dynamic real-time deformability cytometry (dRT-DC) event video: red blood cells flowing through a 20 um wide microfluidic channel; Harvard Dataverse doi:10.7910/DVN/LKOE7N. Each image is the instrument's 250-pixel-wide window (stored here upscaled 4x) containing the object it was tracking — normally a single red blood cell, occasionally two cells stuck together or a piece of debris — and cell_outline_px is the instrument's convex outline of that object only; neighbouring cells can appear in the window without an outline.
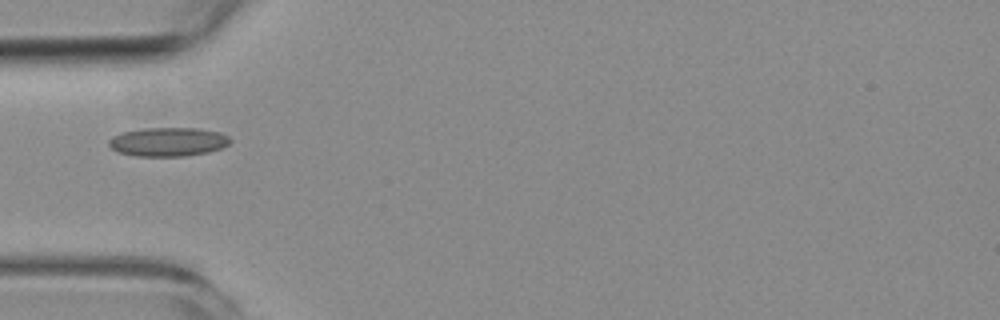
{"species": "common noctule bat (a hibernating species)", "species_latin": "Nyctalus noctula", "temperature_condition": "room temperature", "stored_images_in_passage": 4, "camera_frame_rate_fps": 3000, "um_per_image_px": 0.085, "animal": {"sex": "female", "body_mass_g": 19.3, "forearm_length_mm": 54.1}, "frame": {"image": 1, "passage_image": 1, "time_ms": 0.0, "image_size_px": [1000, 320], "cell_outline_px": [[232, 140], [228, 144], [220, 148], [208, 152], [184, 156], [136, 156], [116, 152], [108, 144], [108, 140], [112, 136], [124, 132], [144, 128], [196, 128], [220, 132], [228, 136]], "centroid_in_image_um": [14.27, 12.06], "position_along_channel_um": 70.7, "area_um2": 20.4}}
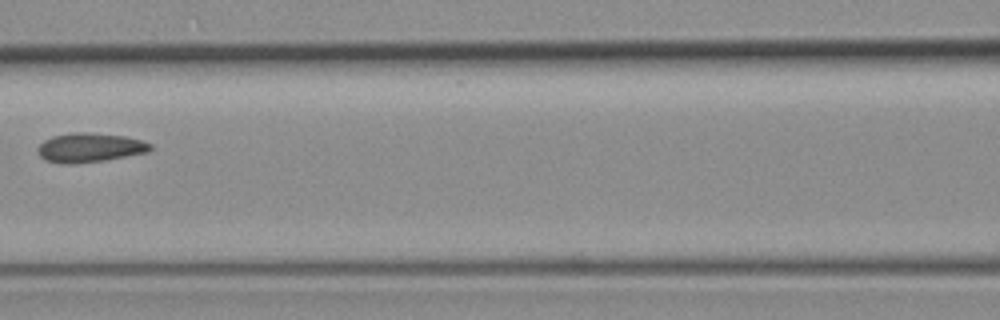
{"frame": {"image": 2, "passage_image": 3, "time_ms": 2.333, "image_size_px": [1000, 320], "cell_outline_px": [[152, 148], [148, 152], [104, 160], [72, 164], [60, 164], [44, 160], [36, 152], [36, 148], [44, 140], [52, 136], [72, 132], [88, 132], [124, 136], [140, 140], [152, 144]], "centroid_in_image_um": [7.57, 12.55], "position_along_channel_um": 159.0, "area_um2": 19.31}}
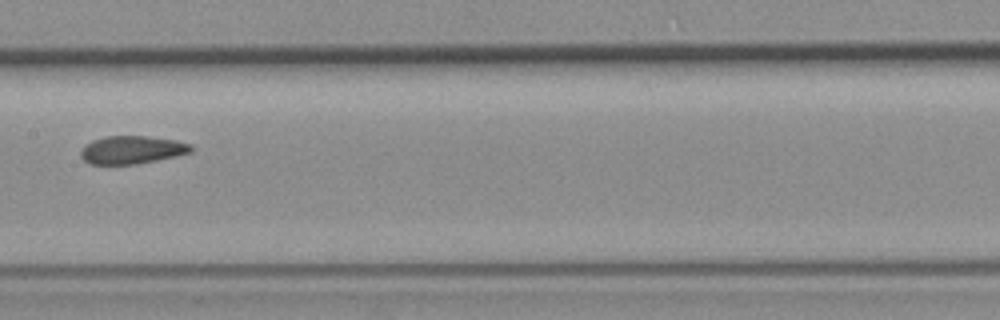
{"frame": {"image": 3, "passage_image": 4, "time_ms": 3.333, "image_size_px": [1000, 320], "cell_outline_px": [[192, 152], [176, 156], [136, 164], [88, 164], [80, 156], [80, 152], [92, 140], [108, 136], [148, 136], [176, 140], [192, 144]], "centroid_in_image_um": [11.24, 12.74], "position_along_channel_um": 196.2, "area_um2": 17.92}}